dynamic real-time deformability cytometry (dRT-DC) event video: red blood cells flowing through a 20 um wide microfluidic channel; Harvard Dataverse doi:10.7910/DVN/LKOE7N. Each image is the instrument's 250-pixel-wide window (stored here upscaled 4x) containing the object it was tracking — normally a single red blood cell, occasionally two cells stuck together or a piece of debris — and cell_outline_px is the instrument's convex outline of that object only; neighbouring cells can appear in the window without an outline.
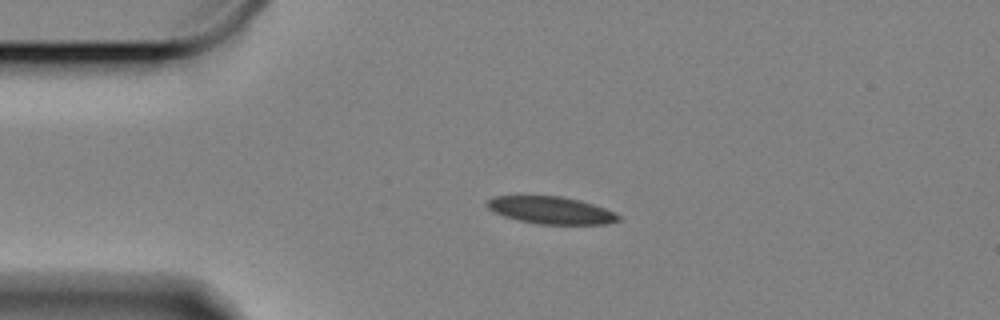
{"species": "Egyptian fruit bat (a non-hibernating species)", "species_latin": "Rousettus aegyptiacus", "temperature_condition": "cold", "stored_images_in_passage": 13, "camera_frame_rate_fps": 3000, "um_per_image_px": 0.085, "animal": {"sex": "female"}, "frame": {"image": 1, "passage_image": 1, "time_ms": 0.0, "image_size_px": [1000, 320], "cell_outline_px": [[620, 220], [608, 224], [540, 224], [520, 220], [504, 216], [492, 212], [484, 204], [492, 196], [560, 196], [580, 200], [616, 212], [620, 216]], "centroid_in_image_um": [46.83, 17.87], "position_along_channel_um": 38.2, "area_um2": 20.92}}
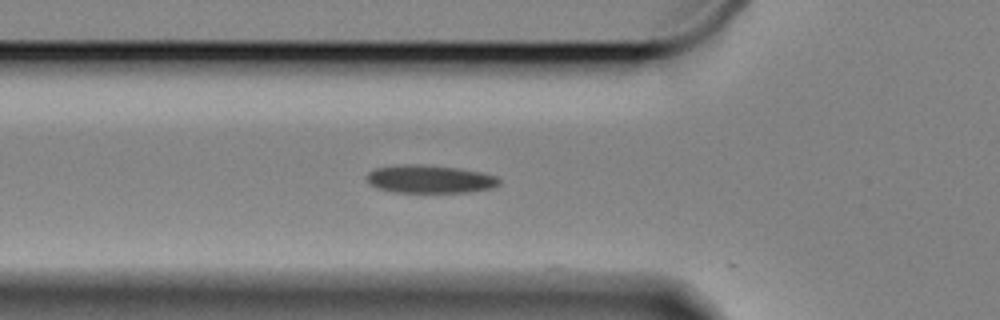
{"frame": {"image": 2, "passage_image": 8, "time_ms": 2.333, "image_size_px": [1000, 320], "cell_outline_px": [[500, 184], [492, 188], [468, 192], [392, 192], [376, 188], [368, 184], [364, 176], [368, 172], [376, 168], [400, 164], [420, 164], [456, 168], [484, 172], [496, 176], [500, 180]], "centroid_in_image_um": [36.49, 15.22], "position_along_channel_um": 89.3, "area_um2": 21.91}}
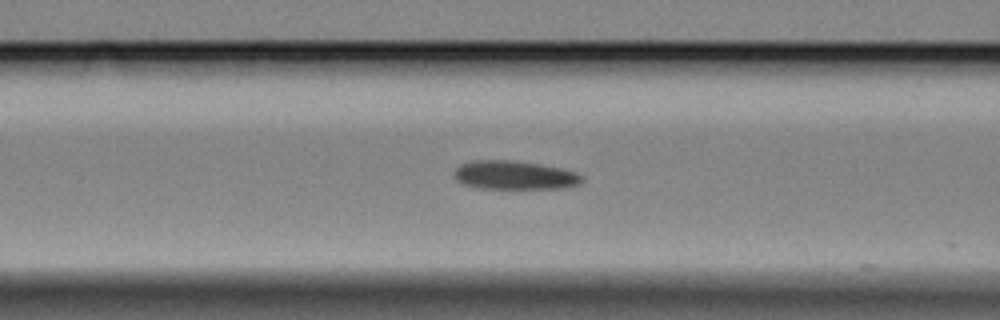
{"frame": {"image": 3, "passage_image": 11, "time_ms": 3.333, "image_size_px": [1000, 320], "cell_outline_px": [[584, 180], [580, 184], [560, 188], [476, 188], [460, 184], [452, 176], [452, 172], [460, 164], [472, 160], [508, 160], [540, 164], [560, 168], [576, 172], [584, 176]], "centroid_in_image_um": [43.67, 14.89], "position_along_channel_um": 122.9, "area_um2": 21.62}}